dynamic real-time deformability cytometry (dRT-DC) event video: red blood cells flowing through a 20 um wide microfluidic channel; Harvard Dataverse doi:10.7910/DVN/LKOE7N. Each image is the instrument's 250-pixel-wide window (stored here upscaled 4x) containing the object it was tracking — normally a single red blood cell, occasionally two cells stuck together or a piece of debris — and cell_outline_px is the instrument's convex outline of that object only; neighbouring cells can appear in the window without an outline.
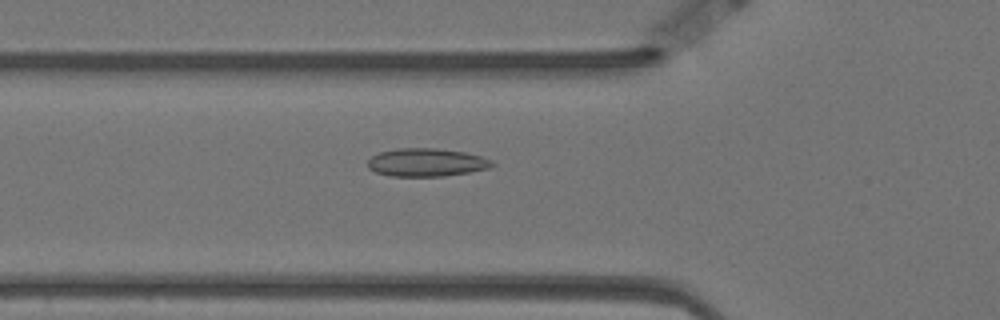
{"species": "Egyptian fruit bat (a non-hibernating species)", "species_latin": "Rousettus aegyptiacus", "temperature_condition": "warm", "stored_images_in_passage": 58, "camera_frame_rate_fps": 3000, "um_per_image_px": 0.085, "animal": {"sex": "female"}, "frame": {"image": 1, "passage_image": 20, "time_ms": 6.333, "image_size_px": [1000, 320], "cell_outline_px": [[496, 164], [492, 168], [444, 176], [388, 176], [376, 172], [368, 168], [368, 160], [372, 156], [380, 152], [396, 148], [436, 148], [464, 152], [480, 156], [492, 160]], "centroid_in_image_um": [36.26, 13.8], "position_along_channel_um": 89.5, "area_um2": 20.46}}
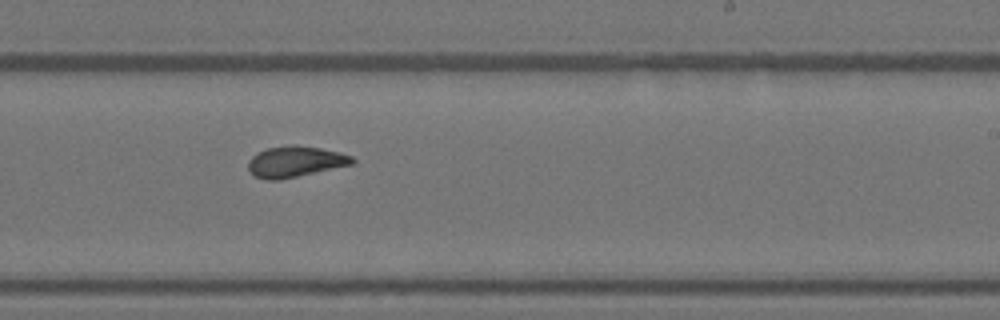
{"frame": {"image": 2, "passage_image": 35, "time_ms": 11.333, "image_size_px": [1000, 320], "cell_outline_px": [[356, 160], [352, 164], [280, 180], [268, 180], [256, 176], [248, 168], [248, 160], [256, 152], [268, 148], [292, 144], [296, 144], [320, 148], [340, 152], [352, 156]], "centroid_in_image_um": [25.09, 13.72], "position_along_channel_um": 263.9, "area_um2": 18.73}}
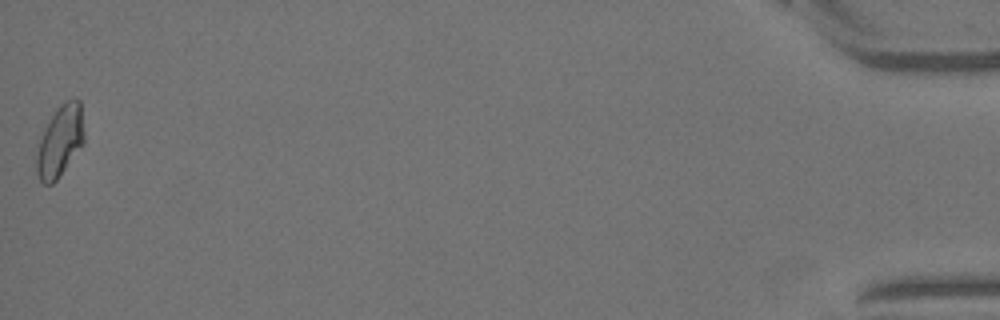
{"frame": {"image": 3, "passage_image": 58, "time_ms": 19.0, "image_size_px": [1000, 320], "cell_outline_px": [[84, 144], [56, 180], [52, 184], [44, 184], [40, 180], [36, 172], [36, 156], [40, 140], [56, 108], [64, 100], [72, 96], [76, 96], [80, 100], [84, 132]], "centroid_in_image_um": [5.13, 11.96], "position_along_channel_um": 430.1, "area_um2": 19.77}, "authors_computed_cell_mechanics": {"area_um2": 19.0162, "velocity_mm_per_s": 3.4803, "shape_relaxation_time_tau1_ms": null, "shape_relaxation_time_tau2_ms": 1.5642, "deformation_change_tau1": null, "deformation_change_tau2": 0.0557}}